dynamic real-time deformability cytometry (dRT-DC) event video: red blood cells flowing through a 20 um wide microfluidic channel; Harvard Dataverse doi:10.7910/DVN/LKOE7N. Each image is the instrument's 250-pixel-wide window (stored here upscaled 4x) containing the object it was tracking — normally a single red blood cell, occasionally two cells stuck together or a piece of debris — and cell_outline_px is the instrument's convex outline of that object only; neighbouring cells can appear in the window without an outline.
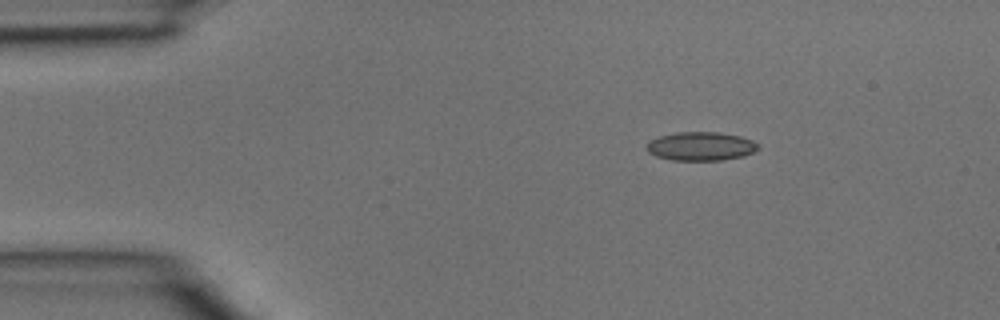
{"species": "common noctule bat (a hibernating species)", "species_latin": "Nyctalus noctula", "temperature_condition": "room temperature", "stored_images_in_passage": 3, "camera_frame_rate_fps": 3000, "um_per_image_px": 0.085, "animal": {"sex": "male", "body_mass_g": 15.6}, "frame": {"image": 1, "passage_image": 1, "time_ms": 0.0, "image_size_px": [1000, 320], "cell_outline_px": [[760, 148], [756, 152], [744, 156], [720, 160], [672, 160], [656, 156], [648, 152], [644, 148], [648, 140], [660, 136], [676, 132], [716, 132], [740, 136], [752, 140], [760, 144]], "centroid_in_image_um": [59.57, 12.43], "position_along_channel_um": 25.4, "area_um2": 18.9}}
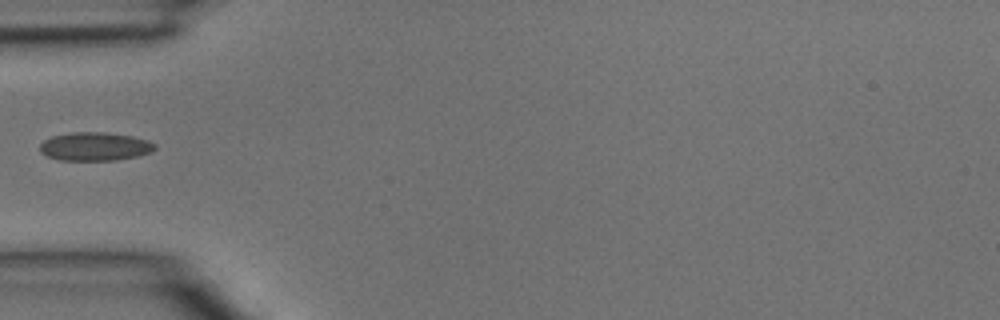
{"frame": {"image": 2, "passage_image": 3, "time_ms": 0.667, "image_size_px": [1000, 320], "cell_outline_px": [[156, 148], [152, 152], [140, 156], [116, 160], [60, 160], [48, 156], [40, 152], [40, 144], [44, 140], [52, 136], [72, 132], [104, 132], [132, 136], [148, 140], [156, 144]], "centroid_in_image_um": [8.1, 12.45], "position_along_channel_um": 76.9, "area_um2": 19.19}}